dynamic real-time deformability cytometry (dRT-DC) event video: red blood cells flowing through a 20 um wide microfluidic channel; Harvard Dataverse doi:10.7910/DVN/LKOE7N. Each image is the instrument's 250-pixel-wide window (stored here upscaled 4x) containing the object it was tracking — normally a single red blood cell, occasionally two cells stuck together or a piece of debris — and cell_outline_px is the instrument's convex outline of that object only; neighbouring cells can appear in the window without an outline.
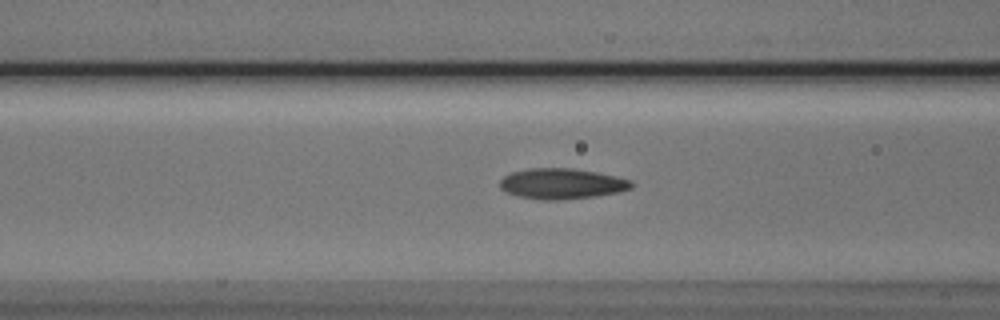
{"species": "Egyptian fruit bat (a non-hibernating species)", "species_latin": "Rousettus aegyptiacus", "temperature_condition": "cold", "stored_images_in_passage": 32, "camera_frame_rate_fps": 3000, "um_per_image_px": 0.085, "animal": {"sex": "male"}, "frame": {"image": 1, "passage_image": 5, "time_ms": 1.333, "image_size_px": [1000, 320], "cell_outline_px": [[636, 184], [632, 188], [616, 192], [596, 196], [556, 200], [544, 200], [516, 196], [504, 192], [500, 188], [500, 180], [504, 176], [512, 172], [532, 168], [572, 168], [596, 172], [616, 176], [632, 180]], "centroid_in_image_um": [47.75, 15.61], "position_along_channel_um": 118.8, "area_um2": 23.52}}
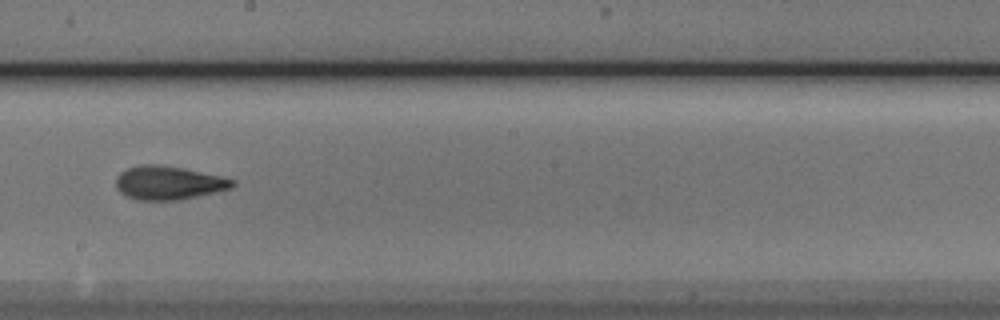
{"frame": {"image": 2, "passage_image": 14, "time_ms": 4.333, "image_size_px": [1000, 320], "cell_outline_px": [[236, 184], [232, 188], [216, 192], [180, 200], [140, 200], [128, 196], [120, 192], [116, 188], [116, 176], [120, 172], [128, 168], [140, 164], [160, 164], [184, 168], [224, 176], [236, 180]], "centroid_in_image_um": [14.36, 15.53], "position_along_channel_um": 233.8, "area_um2": 23.12}}
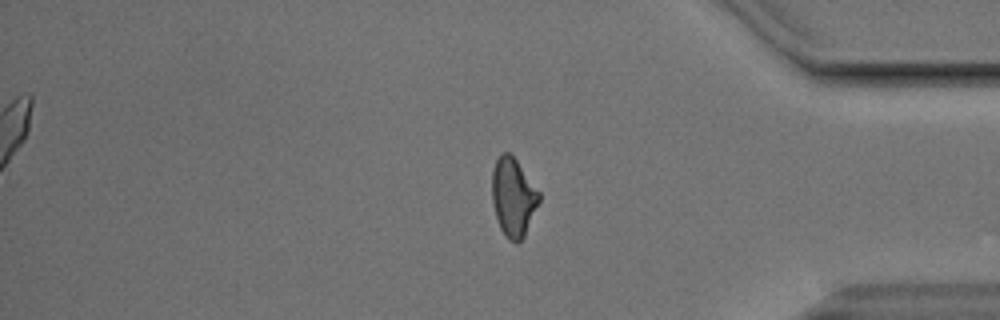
{"frame": {"image": 3, "passage_image": 28, "time_ms": 9.0, "image_size_px": [1000, 320], "cell_outline_px": [[540, 200], [524, 236], [516, 244], [508, 240], [500, 228], [496, 216], [492, 200], [492, 172], [496, 160], [500, 152], [508, 152], [516, 160], [540, 192]], "centroid_in_image_um": [43.62, 16.76], "position_along_channel_um": 391.6, "area_um2": 21.39}}